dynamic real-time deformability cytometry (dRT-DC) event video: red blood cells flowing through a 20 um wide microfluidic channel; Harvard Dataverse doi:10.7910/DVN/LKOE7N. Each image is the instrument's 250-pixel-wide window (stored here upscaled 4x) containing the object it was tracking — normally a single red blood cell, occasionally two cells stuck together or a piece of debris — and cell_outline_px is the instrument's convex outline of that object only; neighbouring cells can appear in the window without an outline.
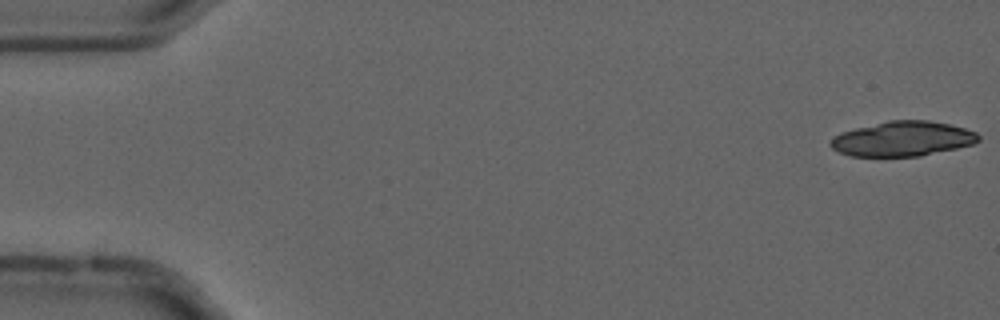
{"species": "common noctule bat (a hibernating species)", "species_latin": "Nyctalus noctula", "temperature_condition": "cold", "stored_images_in_passage": 18, "camera_frame_rate_fps": 3000, "um_per_image_px": 0.085, "animal": {"sex": "male", "forearm_length_mm": 52.5}, "frame": {"image": 1, "passage_image": 1, "time_ms": 0.0, "image_size_px": [1000, 320], "cell_outline_px": [[980, 140], [976, 144], [920, 156], [852, 156], [840, 152], [832, 148], [828, 144], [832, 136], [840, 132], [888, 120], [928, 120], [948, 124], [964, 128], [976, 132], [980, 136]], "centroid_in_image_um": [76.72, 11.8], "position_along_channel_um": 8.3, "area_um2": 30.17}}